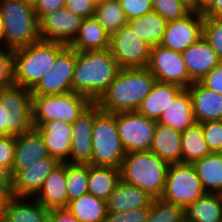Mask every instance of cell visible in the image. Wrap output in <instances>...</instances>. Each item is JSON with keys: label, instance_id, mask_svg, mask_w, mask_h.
<instances>
[{"label": "cell", "instance_id": "30", "mask_svg": "<svg viewBox=\"0 0 222 222\" xmlns=\"http://www.w3.org/2000/svg\"><path fill=\"white\" fill-rule=\"evenodd\" d=\"M186 222H222V195L205 193L184 209Z\"/></svg>", "mask_w": 222, "mask_h": 222}, {"label": "cell", "instance_id": "7", "mask_svg": "<svg viewBox=\"0 0 222 222\" xmlns=\"http://www.w3.org/2000/svg\"><path fill=\"white\" fill-rule=\"evenodd\" d=\"M92 103L87 96L73 91L58 95H32V122L60 120L73 124Z\"/></svg>", "mask_w": 222, "mask_h": 222}, {"label": "cell", "instance_id": "57", "mask_svg": "<svg viewBox=\"0 0 222 222\" xmlns=\"http://www.w3.org/2000/svg\"><path fill=\"white\" fill-rule=\"evenodd\" d=\"M24 2L31 4L32 6H34V4L37 2V0H23Z\"/></svg>", "mask_w": 222, "mask_h": 222}, {"label": "cell", "instance_id": "26", "mask_svg": "<svg viewBox=\"0 0 222 222\" xmlns=\"http://www.w3.org/2000/svg\"><path fill=\"white\" fill-rule=\"evenodd\" d=\"M181 134L182 132L157 122L149 151L169 164L181 163Z\"/></svg>", "mask_w": 222, "mask_h": 222}, {"label": "cell", "instance_id": "55", "mask_svg": "<svg viewBox=\"0 0 222 222\" xmlns=\"http://www.w3.org/2000/svg\"><path fill=\"white\" fill-rule=\"evenodd\" d=\"M63 222H79L66 208H63Z\"/></svg>", "mask_w": 222, "mask_h": 222}, {"label": "cell", "instance_id": "43", "mask_svg": "<svg viewBox=\"0 0 222 222\" xmlns=\"http://www.w3.org/2000/svg\"><path fill=\"white\" fill-rule=\"evenodd\" d=\"M127 20L153 11L152 0H119Z\"/></svg>", "mask_w": 222, "mask_h": 222}, {"label": "cell", "instance_id": "34", "mask_svg": "<svg viewBox=\"0 0 222 222\" xmlns=\"http://www.w3.org/2000/svg\"><path fill=\"white\" fill-rule=\"evenodd\" d=\"M210 152L204 139L202 123H195L181 134V163H189L201 159Z\"/></svg>", "mask_w": 222, "mask_h": 222}, {"label": "cell", "instance_id": "44", "mask_svg": "<svg viewBox=\"0 0 222 222\" xmlns=\"http://www.w3.org/2000/svg\"><path fill=\"white\" fill-rule=\"evenodd\" d=\"M96 6V0H65V8L82 18L93 17Z\"/></svg>", "mask_w": 222, "mask_h": 222}, {"label": "cell", "instance_id": "18", "mask_svg": "<svg viewBox=\"0 0 222 222\" xmlns=\"http://www.w3.org/2000/svg\"><path fill=\"white\" fill-rule=\"evenodd\" d=\"M40 133L49 156L66 162L71 153L72 126L60 120L49 122H32Z\"/></svg>", "mask_w": 222, "mask_h": 222}, {"label": "cell", "instance_id": "19", "mask_svg": "<svg viewBox=\"0 0 222 222\" xmlns=\"http://www.w3.org/2000/svg\"><path fill=\"white\" fill-rule=\"evenodd\" d=\"M49 156L40 133L31 130L15 136V154L11 168L12 177L20 170L29 168L38 160Z\"/></svg>", "mask_w": 222, "mask_h": 222}, {"label": "cell", "instance_id": "51", "mask_svg": "<svg viewBox=\"0 0 222 222\" xmlns=\"http://www.w3.org/2000/svg\"><path fill=\"white\" fill-rule=\"evenodd\" d=\"M6 136V109L0 104V137Z\"/></svg>", "mask_w": 222, "mask_h": 222}, {"label": "cell", "instance_id": "53", "mask_svg": "<svg viewBox=\"0 0 222 222\" xmlns=\"http://www.w3.org/2000/svg\"><path fill=\"white\" fill-rule=\"evenodd\" d=\"M190 13H198V0H179Z\"/></svg>", "mask_w": 222, "mask_h": 222}, {"label": "cell", "instance_id": "48", "mask_svg": "<svg viewBox=\"0 0 222 222\" xmlns=\"http://www.w3.org/2000/svg\"><path fill=\"white\" fill-rule=\"evenodd\" d=\"M0 186L4 187L9 193L11 192L12 174L11 171L3 165H0Z\"/></svg>", "mask_w": 222, "mask_h": 222}, {"label": "cell", "instance_id": "5", "mask_svg": "<svg viewBox=\"0 0 222 222\" xmlns=\"http://www.w3.org/2000/svg\"><path fill=\"white\" fill-rule=\"evenodd\" d=\"M65 46L60 42L39 40L14 50L15 85L31 90L51 69Z\"/></svg>", "mask_w": 222, "mask_h": 222}, {"label": "cell", "instance_id": "42", "mask_svg": "<svg viewBox=\"0 0 222 222\" xmlns=\"http://www.w3.org/2000/svg\"><path fill=\"white\" fill-rule=\"evenodd\" d=\"M149 207H141L124 212H107L104 222H146Z\"/></svg>", "mask_w": 222, "mask_h": 222}, {"label": "cell", "instance_id": "31", "mask_svg": "<svg viewBox=\"0 0 222 222\" xmlns=\"http://www.w3.org/2000/svg\"><path fill=\"white\" fill-rule=\"evenodd\" d=\"M66 209L79 222H104L107 214L106 200L90 193L68 202Z\"/></svg>", "mask_w": 222, "mask_h": 222}, {"label": "cell", "instance_id": "1", "mask_svg": "<svg viewBox=\"0 0 222 222\" xmlns=\"http://www.w3.org/2000/svg\"><path fill=\"white\" fill-rule=\"evenodd\" d=\"M155 82V76L147 67L120 69L95 103L106 113L136 111Z\"/></svg>", "mask_w": 222, "mask_h": 222}, {"label": "cell", "instance_id": "41", "mask_svg": "<svg viewBox=\"0 0 222 222\" xmlns=\"http://www.w3.org/2000/svg\"><path fill=\"white\" fill-rule=\"evenodd\" d=\"M202 130L210 152L219 153L222 148V120L202 123Z\"/></svg>", "mask_w": 222, "mask_h": 222}, {"label": "cell", "instance_id": "36", "mask_svg": "<svg viewBox=\"0 0 222 222\" xmlns=\"http://www.w3.org/2000/svg\"><path fill=\"white\" fill-rule=\"evenodd\" d=\"M88 164L66 163V191L68 202L88 193Z\"/></svg>", "mask_w": 222, "mask_h": 222}, {"label": "cell", "instance_id": "46", "mask_svg": "<svg viewBox=\"0 0 222 222\" xmlns=\"http://www.w3.org/2000/svg\"><path fill=\"white\" fill-rule=\"evenodd\" d=\"M199 82L206 88L222 95V61L208 72Z\"/></svg>", "mask_w": 222, "mask_h": 222}, {"label": "cell", "instance_id": "52", "mask_svg": "<svg viewBox=\"0 0 222 222\" xmlns=\"http://www.w3.org/2000/svg\"><path fill=\"white\" fill-rule=\"evenodd\" d=\"M10 197L11 194L4 187L0 186V217Z\"/></svg>", "mask_w": 222, "mask_h": 222}, {"label": "cell", "instance_id": "29", "mask_svg": "<svg viewBox=\"0 0 222 222\" xmlns=\"http://www.w3.org/2000/svg\"><path fill=\"white\" fill-rule=\"evenodd\" d=\"M192 165L205 193L222 195V155L211 152Z\"/></svg>", "mask_w": 222, "mask_h": 222}, {"label": "cell", "instance_id": "2", "mask_svg": "<svg viewBox=\"0 0 222 222\" xmlns=\"http://www.w3.org/2000/svg\"><path fill=\"white\" fill-rule=\"evenodd\" d=\"M119 70L108 49L76 51L72 91L96 102L113 82Z\"/></svg>", "mask_w": 222, "mask_h": 222}, {"label": "cell", "instance_id": "28", "mask_svg": "<svg viewBox=\"0 0 222 222\" xmlns=\"http://www.w3.org/2000/svg\"><path fill=\"white\" fill-rule=\"evenodd\" d=\"M157 122L168 125L180 132H184L196 123L191 97L187 88H183L178 93Z\"/></svg>", "mask_w": 222, "mask_h": 222}, {"label": "cell", "instance_id": "23", "mask_svg": "<svg viewBox=\"0 0 222 222\" xmlns=\"http://www.w3.org/2000/svg\"><path fill=\"white\" fill-rule=\"evenodd\" d=\"M154 198L137 186L122 179L106 200L107 212H124L141 207H150Z\"/></svg>", "mask_w": 222, "mask_h": 222}, {"label": "cell", "instance_id": "40", "mask_svg": "<svg viewBox=\"0 0 222 222\" xmlns=\"http://www.w3.org/2000/svg\"><path fill=\"white\" fill-rule=\"evenodd\" d=\"M0 48V90L15 85L14 50ZM5 49V50H4Z\"/></svg>", "mask_w": 222, "mask_h": 222}, {"label": "cell", "instance_id": "21", "mask_svg": "<svg viewBox=\"0 0 222 222\" xmlns=\"http://www.w3.org/2000/svg\"><path fill=\"white\" fill-rule=\"evenodd\" d=\"M182 55L189 77L193 81H200L221 62L217 53L203 37L190 45Z\"/></svg>", "mask_w": 222, "mask_h": 222}, {"label": "cell", "instance_id": "39", "mask_svg": "<svg viewBox=\"0 0 222 222\" xmlns=\"http://www.w3.org/2000/svg\"><path fill=\"white\" fill-rule=\"evenodd\" d=\"M203 38L222 61V18H203Z\"/></svg>", "mask_w": 222, "mask_h": 222}, {"label": "cell", "instance_id": "16", "mask_svg": "<svg viewBox=\"0 0 222 222\" xmlns=\"http://www.w3.org/2000/svg\"><path fill=\"white\" fill-rule=\"evenodd\" d=\"M59 163L57 158L46 156L33 163L29 168L18 171L12 177L11 196L34 198L41 190L46 177Z\"/></svg>", "mask_w": 222, "mask_h": 222}, {"label": "cell", "instance_id": "27", "mask_svg": "<svg viewBox=\"0 0 222 222\" xmlns=\"http://www.w3.org/2000/svg\"><path fill=\"white\" fill-rule=\"evenodd\" d=\"M110 35L93 17L83 18L73 41L69 44L76 51H96L109 49Z\"/></svg>", "mask_w": 222, "mask_h": 222}, {"label": "cell", "instance_id": "13", "mask_svg": "<svg viewBox=\"0 0 222 222\" xmlns=\"http://www.w3.org/2000/svg\"><path fill=\"white\" fill-rule=\"evenodd\" d=\"M147 68L156 81L188 88L194 81L189 77L182 53L161 45L152 46Z\"/></svg>", "mask_w": 222, "mask_h": 222}, {"label": "cell", "instance_id": "15", "mask_svg": "<svg viewBox=\"0 0 222 222\" xmlns=\"http://www.w3.org/2000/svg\"><path fill=\"white\" fill-rule=\"evenodd\" d=\"M203 14L190 13L185 18L169 21L159 45L182 53L203 37Z\"/></svg>", "mask_w": 222, "mask_h": 222}, {"label": "cell", "instance_id": "12", "mask_svg": "<svg viewBox=\"0 0 222 222\" xmlns=\"http://www.w3.org/2000/svg\"><path fill=\"white\" fill-rule=\"evenodd\" d=\"M76 65V50L66 45L56 57L51 69L30 90L32 95H58L72 91Z\"/></svg>", "mask_w": 222, "mask_h": 222}, {"label": "cell", "instance_id": "49", "mask_svg": "<svg viewBox=\"0 0 222 222\" xmlns=\"http://www.w3.org/2000/svg\"><path fill=\"white\" fill-rule=\"evenodd\" d=\"M203 17L222 18V0H214L213 4L203 13Z\"/></svg>", "mask_w": 222, "mask_h": 222}, {"label": "cell", "instance_id": "10", "mask_svg": "<svg viewBox=\"0 0 222 222\" xmlns=\"http://www.w3.org/2000/svg\"><path fill=\"white\" fill-rule=\"evenodd\" d=\"M115 121L121 144L126 153L149 151L157 121L137 111L115 113Z\"/></svg>", "mask_w": 222, "mask_h": 222}, {"label": "cell", "instance_id": "9", "mask_svg": "<svg viewBox=\"0 0 222 222\" xmlns=\"http://www.w3.org/2000/svg\"><path fill=\"white\" fill-rule=\"evenodd\" d=\"M151 46L127 24L110 35L109 52L120 69L145 68L150 60Z\"/></svg>", "mask_w": 222, "mask_h": 222}, {"label": "cell", "instance_id": "45", "mask_svg": "<svg viewBox=\"0 0 222 222\" xmlns=\"http://www.w3.org/2000/svg\"><path fill=\"white\" fill-rule=\"evenodd\" d=\"M15 154V136L0 137V165L10 171Z\"/></svg>", "mask_w": 222, "mask_h": 222}, {"label": "cell", "instance_id": "14", "mask_svg": "<svg viewBox=\"0 0 222 222\" xmlns=\"http://www.w3.org/2000/svg\"><path fill=\"white\" fill-rule=\"evenodd\" d=\"M83 18L67 8L47 13L39 20L41 40L69 45L79 30Z\"/></svg>", "mask_w": 222, "mask_h": 222}, {"label": "cell", "instance_id": "22", "mask_svg": "<svg viewBox=\"0 0 222 222\" xmlns=\"http://www.w3.org/2000/svg\"><path fill=\"white\" fill-rule=\"evenodd\" d=\"M34 198L49 210L67 207L66 162H60L46 177L41 190Z\"/></svg>", "mask_w": 222, "mask_h": 222}, {"label": "cell", "instance_id": "20", "mask_svg": "<svg viewBox=\"0 0 222 222\" xmlns=\"http://www.w3.org/2000/svg\"><path fill=\"white\" fill-rule=\"evenodd\" d=\"M196 123L222 120V95L194 81L188 88Z\"/></svg>", "mask_w": 222, "mask_h": 222}, {"label": "cell", "instance_id": "32", "mask_svg": "<svg viewBox=\"0 0 222 222\" xmlns=\"http://www.w3.org/2000/svg\"><path fill=\"white\" fill-rule=\"evenodd\" d=\"M120 169L88 164V193L107 200L120 180Z\"/></svg>", "mask_w": 222, "mask_h": 222}, {"label": "cell", "instance_id": "4", "mask_svg": "<svg viewBox=\"0 0 222 222\" xmlns=\"http://www.w3.org/2000/svg\"><path fill=\"white\" fill-rule=\"evenodd\" d=\"M4 46L16 50L41 40L39 20L31 4L23 0H0Z\"/></svg>", "mask_w": 222, "mask_h": 222}, {"label": "cell", "instance_id": "24", "mask_svg": "<svg viewBox=\"0 0 222 222\" xmlns=\"http://www.w3.org/2000/svg\"><path fill=\"white\" fill-rule=\"evenodd\" d=\"M31 199L11 196L2 211L0 222H44L50 210L35 198Z\"/></svg>", "mask_w": 222, "mask_h": 222}, {"label": "cell", "instance_id": "25", "mask_svg": "<svg viewBox=\"0 0 222 222\" xmlns=\"http://www.w3.org/2000/svg\"><path fill=\"white\" fill-rule=\"evenodd\" d=\"M182 89L177 84L156 81L136 111L147 118L158 121Z\"/></svg>", "mask_w": 222, "mask_h": 222}, {"label": "cell", "instance_id": "56", "mask_svg": "<svg viewBox=\"0 0 222 222\" xmlns=\"http://www.w3.org/2000/svg\"><path fill=\"white\" fill-rule=\"evenodd\" d=\"M4 42V35H3V22H2V14L0 11V43Z\"/></svg>", "mask_w": 222, "mask_h": 222}, {"label": "cell", "instance_id": "37", "mask_svg": "<svg viewBox=\"0 0 222 222\" xmlns=\"http://www.w3.org/2000/svg\"><path fill=\"white\" fill-rule=\"evenodd\" d=\"M147 220L150 222H184V208L167 203L162 199H154L149 207Z\"/></svg>", "mask_w": 222, "mask_h": 222}, {"label": "cell", "instance_id": "33", "mask_svg": "<svg viewBox=\"0 0 222 222\" xmlns=\"http://www.w3.org/2000/svg\"><path fill=\"white\" fill-rule=\"evenodd\" d=\"M167 21L152 11L141 17L128 20L127 24L151 47L159 45L166 30Z\"/></svg>", "mask_w": 222, "mask_h": 222}, {"label": "cell", "instance_id": "47", "mask_svg": "<svg viewBox=\"0 0 222 222\" xmlns=\"http://www.w3.org/2000/svg\"><path fill=\"white\" fill-rule=\"evenodd\" d=\"M33 8L35 15L40 20L47 13L65 8V0H37Z\"/></svg>", "mask_w": 222, "mask_h": 222}, {"label": "cell", "instance_id": "35", "mask_svg": "<svg viewBox=\"0 0 222 222\" xmlns=\"http://www.w3.org/2000/svg\"><path fill=\"white\" fill-rule=\"evenodd\" d=\"M94 17L109 35L114 34L128 22L119 0L98 1Z\"/></svg>", "mask_w": 222, "mask_h": 222}, {"label": "cell", "instance_id": "8", "mask_svg": "<svg viewBox=\"0 0 222 222\" xmlns=\"http://www.w3.org/2000/svg\"><path fill=\"white\" fill-rule=\"evenodd\" d=\"M204 194L205 191L192 164L171 163L169 165L160 199L185 209Z\"/></svg>", "mask_w": 222, "mask_h": 222}, {"label": "cell", "instance_id": "11", "mask_svg": "<svg viewBox=\"0 0 222 222\" xmlns=\"http://www.w3.org/2000/svg\"><path fill=\"white\" fill-rule=\"evenodd\" d=\"M0 104L6 109V136H18L33 128L30 89L13 85L0 90Z\"/></svg>", "mask_w": 222, "mask_h": 222}, {"label": "cell", "instance_id": "17", "mask_svg": "<svg viewBox=\"0 0 222 222\" xmlns=\"http://www.w3.org/2000/svg\"><path fill=\"white\" fill-rule=\"evenodd\" d=\"M94 121L95 102L71 124L73 130L71 153L66 163L91 164Z\"/></svg>", "mask_w": 222, "mask_h": 222}, {"label": "cell", "instance_id": "38", "mask_svg": "<svg viewBox=\"0 0 222 222\" xmlns=\"http://www.w3.org/2000/svg\"><path fill=\"white\" fill-rule=\"evenodd\" d=\"M152 8L167 22L183 19L190 14L179 0H152Z\"/></svg>", "mask_w": 222, "mask_h": 222}, {"label": "cell", "instance_id": "54", "mask_svg": "<svg viewBox=\"0 0 222 222\" xmlns=\"http://www.w3.org/2000/svg\"><path fill=\"white\" fill-rule=\"evenodd\" d=\"M213 2L214 0H198V13L203 14Z\"/></svg>", "mask_w": 222, "mask_h": 222}, {"label": "cell", "instance_id": "50", "mask_svg": "<svg viewBox=\"0 0 222 222\" xmlns=\"http://www.w3.org/2000/svg\"><path fill=\"white\" fill-rule=\"evenodd\" d=\"M44 222H63V208L51 209Z\"/></svg>", "mask_w": 222, "mask_h": 222}, {"label": "cell", "instance_id": "3", "mask_svg": "<svg viewBox=\"0 0 222 222\" xmlns=\"http://www.w3.org/2000/svg\"><path fill=\"white\" fill-rule=\"evenodd\" d=\"M169 165L151 151L126 153L120 167V178L158 199L164 190Z\"/></svg>", "mask_w": 222, "mask_h": 222}, {"label": "cell", "instance_id": "6", "mask_svg": "<svg viewBox=\"0 0 222 222\" xmlns=\"http://www.w3.org/2000/svg\"><path fill=\"white\" fill-rule=\"evenodd\" d=\"M91 165L120 169L126 151L121 144L115 113L100 110L95 103Z\"/></svg>", "mask_w": 222, "mask_h": 222}]
</instances>
